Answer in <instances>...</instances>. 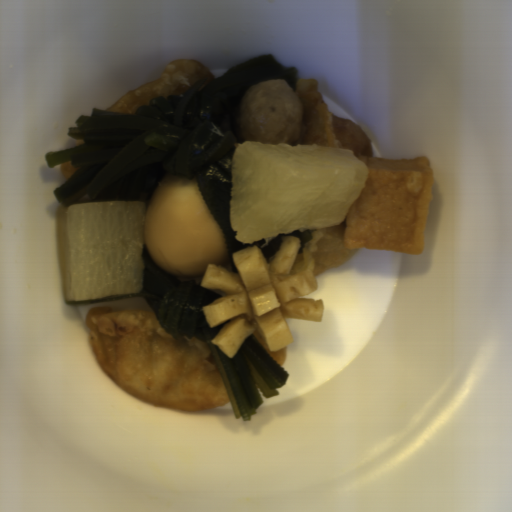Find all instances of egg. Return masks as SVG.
<instances>
[{"instance_id": "1", "label": "egg", "mask_w": 512, "mask_h": 512, "mask_svg": "<svg viewBox=\"0 0 512 512\" xmlns=\"http://www.w3.org/2000/svg\"><path fill=\"white\" fill-rule=\"evenodd\" d=\"M145 248L168 275L195 278L229 261L225 232L210 211L196 176L166 173L151 193L143 224Z\"/></svg>"}]
</instances>
